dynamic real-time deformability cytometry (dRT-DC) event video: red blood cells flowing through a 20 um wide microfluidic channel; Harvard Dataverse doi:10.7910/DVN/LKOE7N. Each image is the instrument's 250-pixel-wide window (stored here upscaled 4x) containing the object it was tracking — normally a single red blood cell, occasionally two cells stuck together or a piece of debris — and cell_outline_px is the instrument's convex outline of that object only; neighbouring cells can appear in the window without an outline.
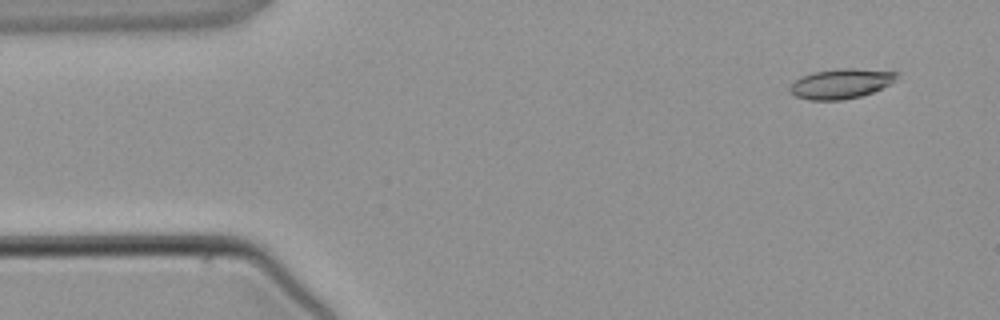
{"species": "common noctule bat (a hibernating species)", "species_latin": "Nyctalus noctula", "temperature_condition": "warm", "stored_images_in_passage": 3, "camera_frame_rate_fps": 3000, "um_per_image_px": 0.085, "animal": {"sex": "male", "body_mass_g": 21.5, "forearm_length_mm": 52.0}, "frame": {"image": 1, "passage_image": 1, "time_ms": 0.0, "image_size_px": [1000, 320], "cell_outline_px": [[900, 72], [888, 84], [872, 92], [860, 96], [840, 100], [808, 100], [796, 96], [788, 88], [800, 76], [812, 72], [840, 68], [852, 68]], "centroid_in_image_um": [71.43, 7.1], "position_along_channel_um": 13.6, "area_um2": 18.32}}